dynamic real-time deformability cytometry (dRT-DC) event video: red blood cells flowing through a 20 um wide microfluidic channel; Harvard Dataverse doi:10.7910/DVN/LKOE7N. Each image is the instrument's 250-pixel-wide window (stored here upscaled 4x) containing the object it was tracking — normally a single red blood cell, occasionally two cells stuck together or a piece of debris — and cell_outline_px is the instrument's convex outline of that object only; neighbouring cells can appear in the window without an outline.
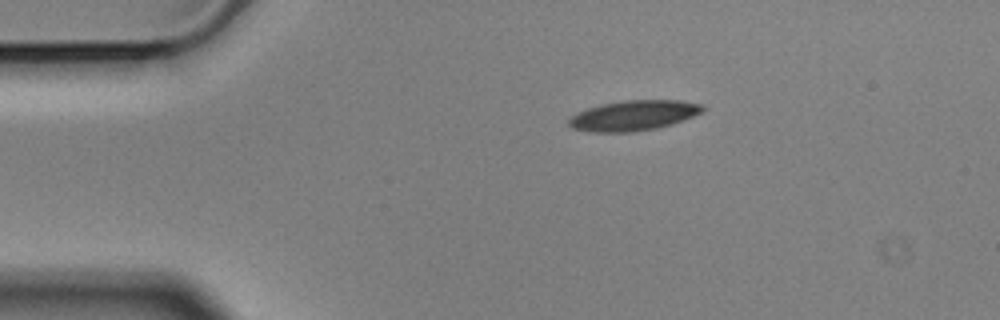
{"species": "Egyptian fruit bat (a non-hibernating species)", "species_latin": "Rousettus aegyptiacus", "temperature_condition": "cold", "stored_images_in_passage": 47, "camera_frame_rate_fps": 3000, "um_per_image_px": 0.085, "animal": {"sex": "male"}, "frame": {"image": 1, "passage_image": 1, "time_ms": 0.0, "image_size_px": [1000, 320], "cell_outline_px": [[704, 112], [672, 124], [656, 128], [632, 132], [588, 132], [572, 128], [568, 124], [568, 120], [572, 116], [588, 108], [604, 104], [624, 100], [680, 100], [704, 104]], "centroid_in_image_um": [53.89, 9.82], "position_along_channel_um": 31.1, "area_um2": 23.52}}
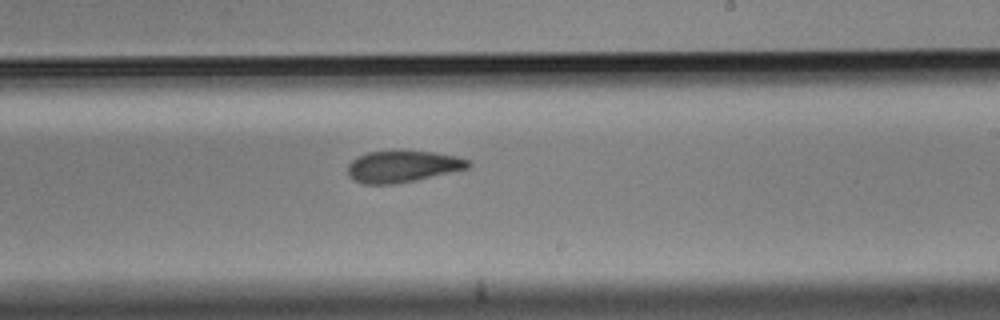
{"frame": {"image": 2, "passage_image": 24, "time_ms": 7.667, "image_size_px": [1000, 320], "cell_outline_px": [[472, 164], [468, 168], [416, 180], [396, 184], [364, 184], [352, 180], [348, 176], [348, 164], [356, 156], [368, 152], [432, 152], [456, 156], [468, 160]], "centroid_in_image_um": [34.18, 14.17], "position_along_channel_um": 254.8, "area_um2": 21.96}}
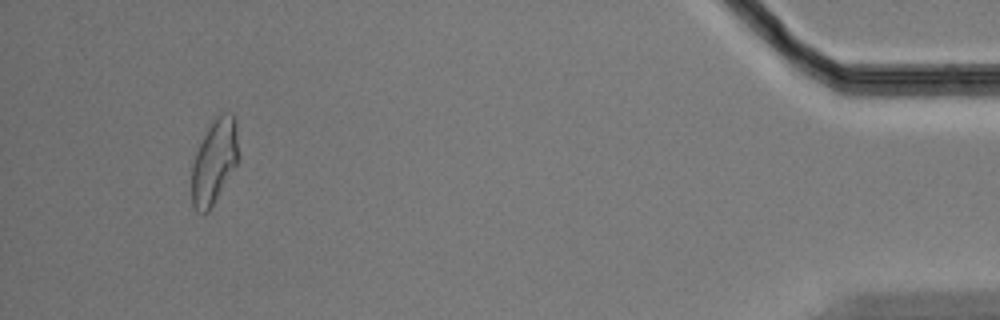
{"frame": {"image": 3, "passage_image": 44, "time_ms": 14.333, "image_size_px": [1000, 320], "cell_outline_px": [[236, 164], [208, 212], [196, 212], [192, 204], [192, 164], [196, 152], [208, 128], [224, 112], [232, 112], [236, 116]], "centroid_in_image_um": [18.18, 13.75], "position_along_channel_um": 417.0, "area_um2": 22.08}, "authors_computed_cell_mechanics": {"area_um2": 23.2934, "velocity_mm_per_s": 3.5018, "shape_relaxation_time_tau1_ms": 6.0797, "shape_relaxation_time_tau2_ms": 2.9518, "deformation_change_tau1": 0.1496, "deformation_change_tau2": 0.1035}}